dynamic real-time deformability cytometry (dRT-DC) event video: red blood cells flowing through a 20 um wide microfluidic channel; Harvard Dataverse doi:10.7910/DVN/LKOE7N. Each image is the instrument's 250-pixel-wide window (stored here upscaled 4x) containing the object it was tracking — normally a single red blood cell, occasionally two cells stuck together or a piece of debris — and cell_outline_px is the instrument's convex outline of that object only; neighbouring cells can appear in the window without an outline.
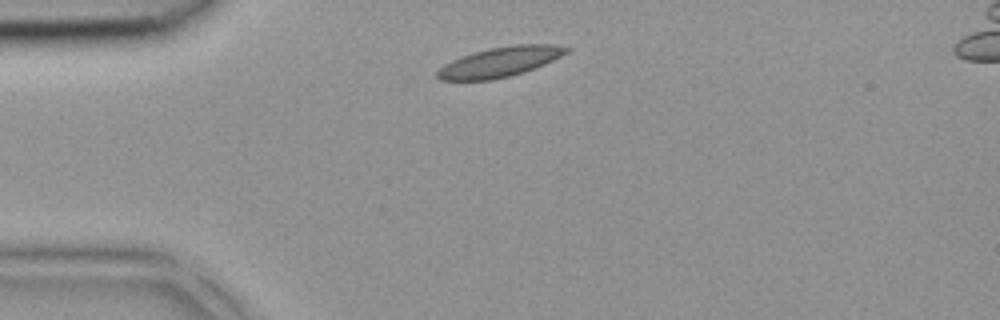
{"species": "common noctule bat (a hibernating species)", "species_latin": "Nyctalus noctula", "temperature_condition": "room temperature", "stored_images_in_passage": 1, "camera_frame_rate_fps": 3000, "um_per_image_px": 0.085, "animal": {"sex": "female", "body_mass_g": 18.4}, "frame": {"image": 1, "passage_image": 1, "time_ms": 0.0, "image_size_px": [1000, 320], "cell_outline_px": [[572, 48], [568, 52], [544, 64], [524, 72], [492, 80], [440, 80], [436, 76], [436, 72], [444, 64], [452, 60], [488, 48], [512, 44], [556, 44]], "centroid_in_image_um": [42.52, 5.25], "position_along_channel_um": 42.5, "area_um2": 22.37}}